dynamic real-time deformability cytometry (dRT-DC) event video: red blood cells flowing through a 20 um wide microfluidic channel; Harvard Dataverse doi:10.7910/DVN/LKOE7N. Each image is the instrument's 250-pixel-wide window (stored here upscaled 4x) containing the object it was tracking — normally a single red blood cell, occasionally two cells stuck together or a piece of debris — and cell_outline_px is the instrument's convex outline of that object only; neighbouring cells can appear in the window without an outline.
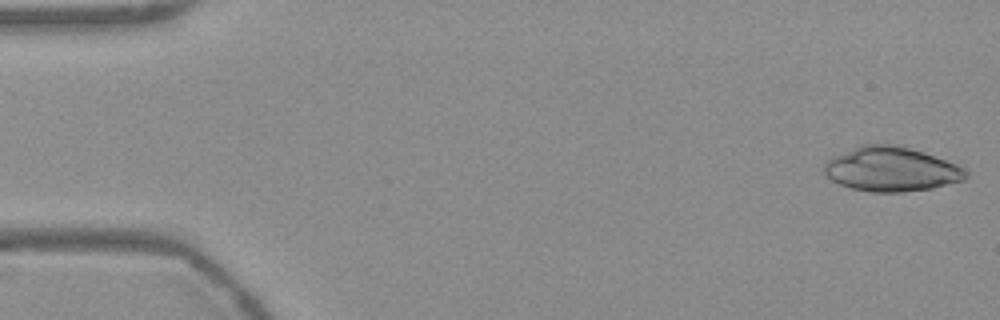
{"species": "Egyptian fruit bat (a non-hibernating species)", "species_latin": "Rousettus aegyptiacus", "temperature_condition": "warm", "stored_images_in_passage": 14, "camera_frame_rate_fps": 3000, "um_per_image_px": 0.085, "frame": {"image": 1, "passage_image": 1, "time_ms": 0.0, "image_size_px": [1000, 320], "cell_outline_px": [[968, 176], [964, 180], [932, 188], [900, 192], [872, 192], [852, 188], [840, 184], [832, 180], [824, 172], [824, 164], [832, 156], [860, 144], [900, 144], [924, 152], [956, 164], [964, 168], [968, 172]], "centroid_in_image_um": [75.76, 14.36], "position_along_channel_um": 9.2, "area_um2": 36.82}}
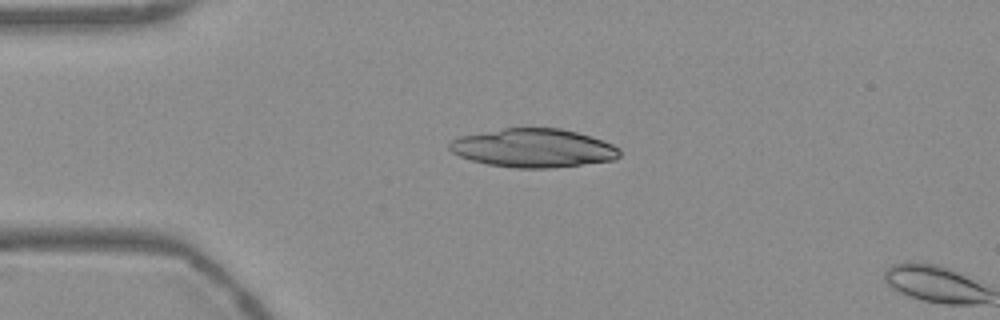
{"frame": {"image": 2, "passage_image": 12, "time_ms": 3.667, "image_size_px": [1000, 320], "cell_outline_px": [[620, 156], [616, 160], [552, 168], [512, 168], [488, 164], [472, 160], [460, 156], [452, 152], [448, 148], [448, 144], [452, 140], [460, 136], [504, 128], [560, 128], [576, 132], [612, 144], [620, 148]], "centroid_in_image_um": [45.34, 12.59], "position_along_channel_um": 39.7, "area_um2": 38.21}}